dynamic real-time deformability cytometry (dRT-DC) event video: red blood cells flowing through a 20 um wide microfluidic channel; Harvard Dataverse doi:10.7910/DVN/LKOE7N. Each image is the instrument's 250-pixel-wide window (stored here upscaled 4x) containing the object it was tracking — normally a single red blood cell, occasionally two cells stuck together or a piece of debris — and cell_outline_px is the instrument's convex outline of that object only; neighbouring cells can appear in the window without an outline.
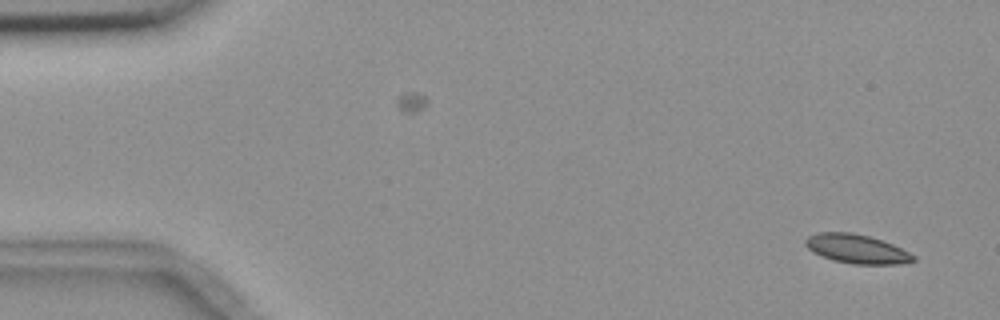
{"species": "common noctule bat (a hibernating species)", "species_latin": "Nyctalus noctula", "temperature_condition": "room temperature", "stored_images_in_passage": 9, "camera_frame_rate_fps": 3000, "um_per_image_px": 0.085, "animal": {"sex": "female", "body_mass_g": 18.4}, "frame": {"image": 1, "passage_image": 1, "time_ms": 0.0, "image_size_px": [1000, 320], "cell_outline_px": [[916, 260], [900, 264], [852, 264], [832, 260], [812, 252], [804, 244], [804, 240], [808, 236], [820, 232], [852, 232], [868, 236], [892, 244], [916, 256]], "centroid_in_image_um": [72.79, 21.16], "position_along_channel_um": 12.2, "area_um2": 18.21}}
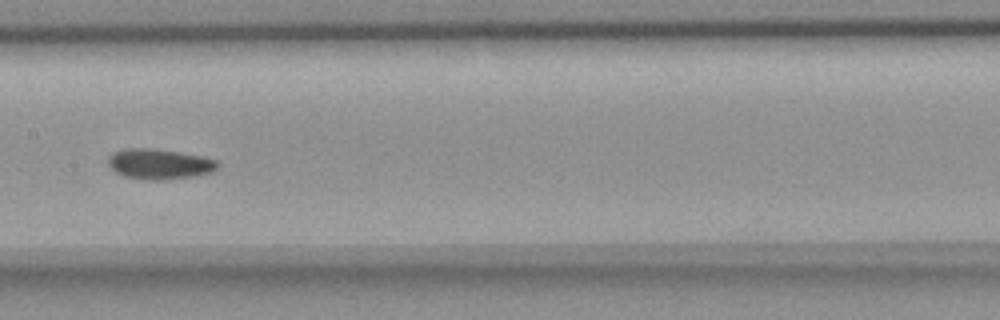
{"frame": {"image": 2, "passage_image": 8, "time_ms": 8.333, "image_size_px": [1000, 320], "cell_outline_px": [[220, 164], [212, 172], [192, 176], [164, 180], [144, 180], [124, 176], [116, 172], [108, 164], [108, 156], [112, 152], [124, 148], [156, 148], [180, 152], [200, 156], [216, 160]], "centroid_in_image_um": [13.51, 13.93], "position_along_channel_um": 193.9, "area_um2": 19.48}}
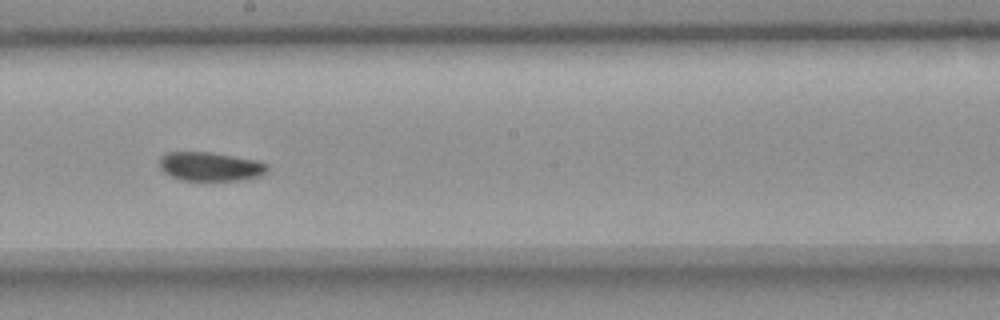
{"frame": {"image": 3, "passage_image": 9, "time_ms": 9.333, "image_size_px": [1000, 320], "cell_outline_px": [[268, 168], [260, 176], [240, 180], [180, 180], [164, 172], [160, 168], [160, 156], [168, 152], [212, 152], [256, 160], [268, 164]], "centroid_in_image_um": [17.86, 14.15], "position_along_channel_um": 230.3, "area_um2": 18.09}}